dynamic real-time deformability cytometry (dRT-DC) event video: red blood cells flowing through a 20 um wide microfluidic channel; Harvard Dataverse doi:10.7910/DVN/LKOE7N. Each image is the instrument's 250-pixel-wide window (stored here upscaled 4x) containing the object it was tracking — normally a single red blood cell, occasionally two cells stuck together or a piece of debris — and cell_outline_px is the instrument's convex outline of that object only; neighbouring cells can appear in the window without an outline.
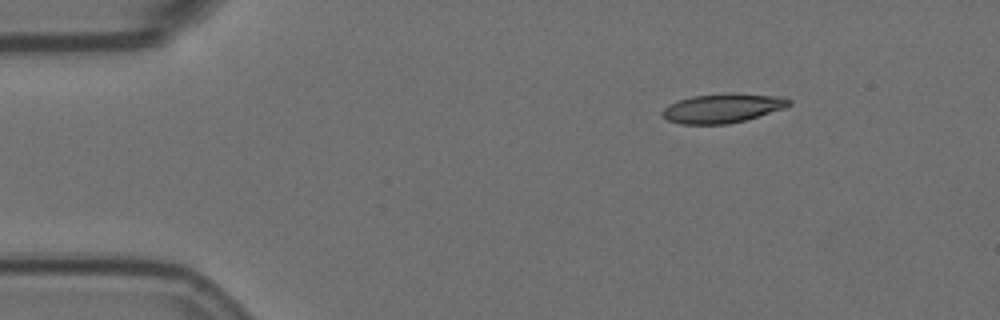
{"species": "Egyptian fruit bat (a non-hibernating species)", "species_latin": "Rousettus aegyptiacus", "temperature_condition": "room temperature", "stored_images_in_passage": 3, "camera_frame_rate_fps": 3000, "um_per_image_px": 0.085, "animal": {"sex": "female"}, "frame": {"image": 1, "passage_image": 1, "time_ms": 0.0, "image_size_px": [1000, 320], "cell_outline_px": [[792, 104], [784, 108], [744, 120], [728, 124], [680, 124], [668, 120], [660, 112], [668, 104], [692, 96], [728, 92], [732, 92], [784, 96], [792, 100]], "centroid_in_image_um": [61.45, 9.17], "position_along_channel_um": 23.6, "area_um2": 21.79}}